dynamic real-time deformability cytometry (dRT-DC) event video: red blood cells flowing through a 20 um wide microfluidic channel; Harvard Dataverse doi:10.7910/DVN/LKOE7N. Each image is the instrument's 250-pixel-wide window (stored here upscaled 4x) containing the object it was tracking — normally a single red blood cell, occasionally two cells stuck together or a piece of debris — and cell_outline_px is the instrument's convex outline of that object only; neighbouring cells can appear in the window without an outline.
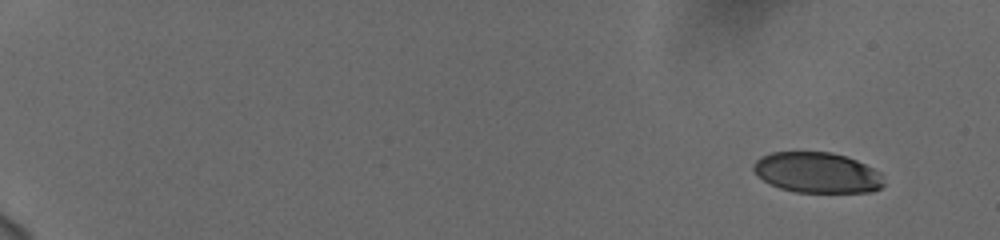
{"species": "human", "species_latin": "Homo sapiens", "temperature_condition": "cold", "stored_images_in_passage": 53, "camera_frame_rate_fps": 3000, "um_per_image_px": 0.085, "donor": {"sex": "female"}, "frame": {"image": 1, "passage_image": 1, "time_ms": 0.0, "image_size_px": [1000, 240], "cell_outline_px": [[884, 184], [880, 188], [872, 192], [796, 192], [780, 188], [764, 180], [752, 168], [752, 164], [760, 156], [772, 152], [832, 152], [848, 156], [880, 172]], "centroid_in_image_um": [69.46, 14.66], "position_along_channel_um": 15.5, "area_um2": 30.75}}
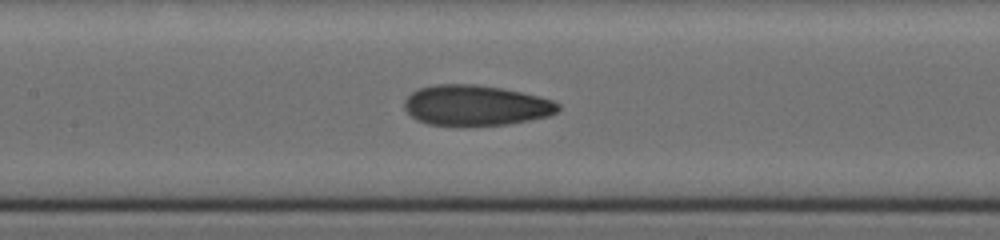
{"frame": {"image": 2, "passage_image": 28, "time_ms": 9.0, "image_size_px": [1000, 240], "cell_outline_px": [[560, 108], [556, 112], [548, 116], [508, 124], [428, 124], [416, 120], [404, 108], [404, 100], [412, 92], [420, 88], [436, 84], [476, 84], [500, 88], [520, 92], [552, 100], [560, 104]], "centroid_in_image_um": [40.42, 8.94], "position_along_channel_um": 167.0, "area_um2": 35.6}}
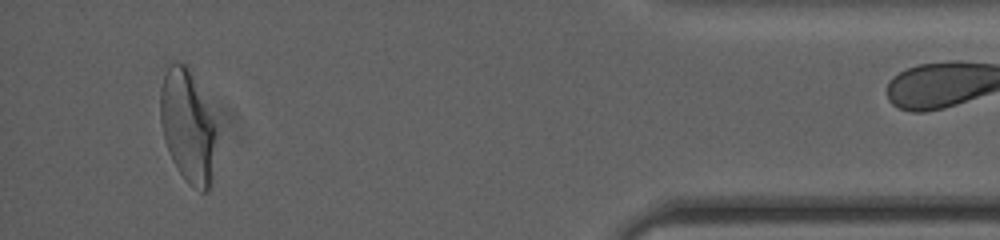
{"frame": {"image": 3, "passage_image": 52, "time_ms": 17.0, "image_size_px": [1000, 240], "cell_outline_px": [[216, 132], [212, 180], [208, 192], [200, 192], [188, 184], [176, 168], [168, 152], [164, 140], [160, 120], [160, 88], [168, 64], [176, 60], [184, 64], [188, 68], [216, 124]], "centroid_in_image_um": [15.94, 10.78], "position_along_channel_um": 419.3, "area_um2": 36.88}}